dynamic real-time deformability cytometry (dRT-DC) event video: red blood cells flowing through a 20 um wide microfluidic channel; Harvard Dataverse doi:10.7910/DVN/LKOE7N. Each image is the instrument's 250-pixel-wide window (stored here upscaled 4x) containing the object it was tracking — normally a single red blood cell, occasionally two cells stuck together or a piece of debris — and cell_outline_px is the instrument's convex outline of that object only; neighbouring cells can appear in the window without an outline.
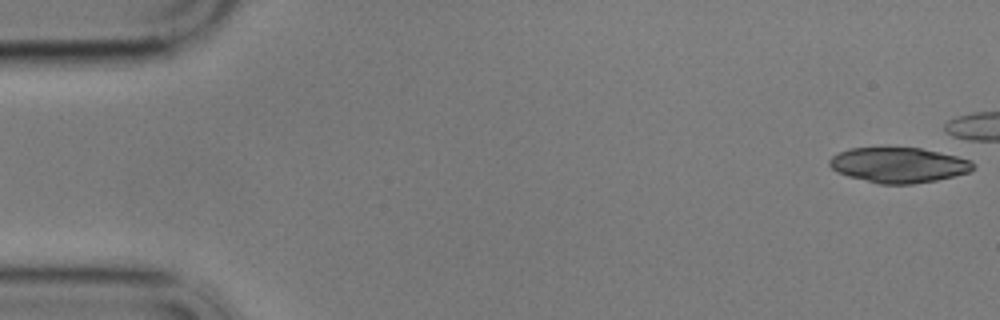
{"species": "common noctule bat (a hibernating species)", "species_latin": "Nyctalus noctula", "temperature_condition": "cold", "stored_images_in_passage": 3, "camera_frame_rate_fps": 3000, "um_per_image_px": 0.085, "animal": {"sex": "male", "body_mass_g": 17.9}, "frame": {"image": 1, "passage_image": 1, "time_ms": 0.0, "image_size_px": [1000, 320], "cell_outline_px": [[976, 168], [968, 172], [936, 180], [912, 184], [880, 184], [848, 176], [836, 172], [828, 164], [828, 160], [832, 156], [848, 148], [920, 148], [956, 156], [972, 160]], "centroid_in_image_um": [76.37, 14.03], "position_along_channel_um": 8.6, "area_um2": 29.36}}